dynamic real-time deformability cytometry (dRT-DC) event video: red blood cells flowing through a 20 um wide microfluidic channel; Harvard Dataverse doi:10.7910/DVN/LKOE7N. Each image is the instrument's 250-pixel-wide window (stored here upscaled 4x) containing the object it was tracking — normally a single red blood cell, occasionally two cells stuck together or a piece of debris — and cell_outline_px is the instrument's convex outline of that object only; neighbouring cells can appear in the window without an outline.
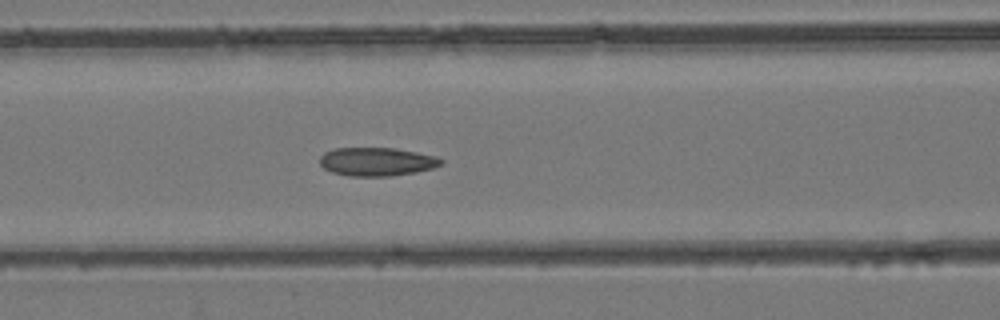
{"species": "common noctule bat (a hibernating species)", "species_latin": "Nyctalus noctula", "temperature_condition": "room temperature", "stored_images_in_passage": 23, "camera_frame_rate_fps": 3000, "um_per_image_px": 0.085, "animal": {"sex": "female", "body_mass_g": 24.6, "forearm_length_mm": 56.2}, "frame": {"image": 1, "passage_image": 21, "time_ms": 6.667, "image_size_px": [1000, 320], "cell_outline_px": [[444, 164], [432, 168], [416, 172], [392, 176], [348, 176], [332, 172], [324, 168], [320, 164], [320, 156], [324, 152], [336, 148], [396, 148], [436, 156], [444, 160]], "centroid_in_image_um": [32.04, 13.74], "position_along_channel_um": 134.6, "area_um2": 20.23}}